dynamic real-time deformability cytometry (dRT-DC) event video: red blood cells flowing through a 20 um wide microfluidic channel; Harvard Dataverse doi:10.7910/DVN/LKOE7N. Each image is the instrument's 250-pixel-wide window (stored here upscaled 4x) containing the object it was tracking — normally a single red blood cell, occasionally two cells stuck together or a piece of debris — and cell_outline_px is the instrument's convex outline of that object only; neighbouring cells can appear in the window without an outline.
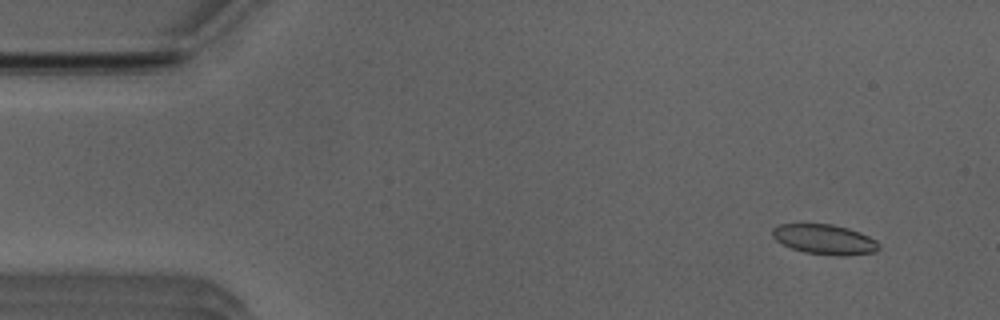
{"species": "Egyptian fruit bat (a non-hibernating species)", "species_latin": "Rousettus aegyptiacus", "temperature_condition": "room temperature", "stored_images_in_passage": 52, "camera_frame_rate_fps": 3000, "um_per_image_px": 0.085, "animal": {"sex": "male"}, "frame": {"image": 1, "passage_image": 5, "time_ms": 1.333, "image_size_px": [1000, 320], "cell_outline_px": [[880, 248], [876, 252], [844, 256], [836, 256], [804, 252], [792, 248], [776, 240], [772, 236], [772, 228], [780, 224], [800, 220], [832, 224], [848, 228], [860, 232], [876, 240], [880, 244]], "centroid_in_image_um": [70.05, 20.3], "position_along_channel_um": 14.9, "area_um2": 19.42}}
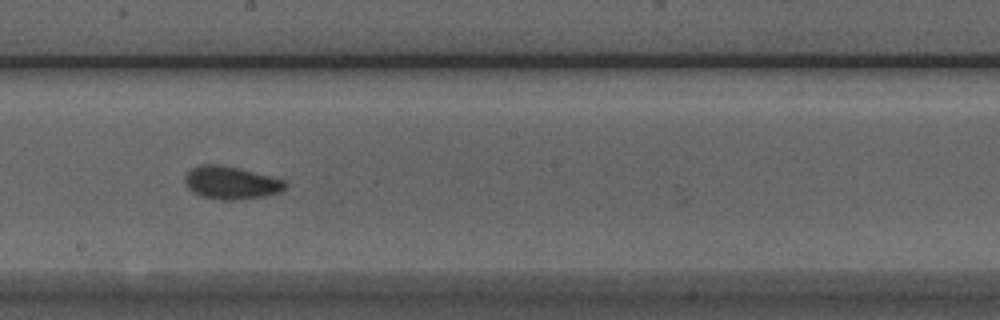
{"frame": {"image": 2, "passage_image": 29, "time_ms": 9.333, "image_size_px": [1000, 320], "cell_outline_px": [[288, 184], [280, 192], [264, 196], [236, 200], [220, 200], [200, 196], [192, 192], [188, 188], [184, 180], [184, 176], [192, 168], [200, 164], [220, 164], [284, 180]], "centroid_in_image_um": [19.59, 15.54], "position_along_channel_um": 228.6, "area_um2": 19.07}}
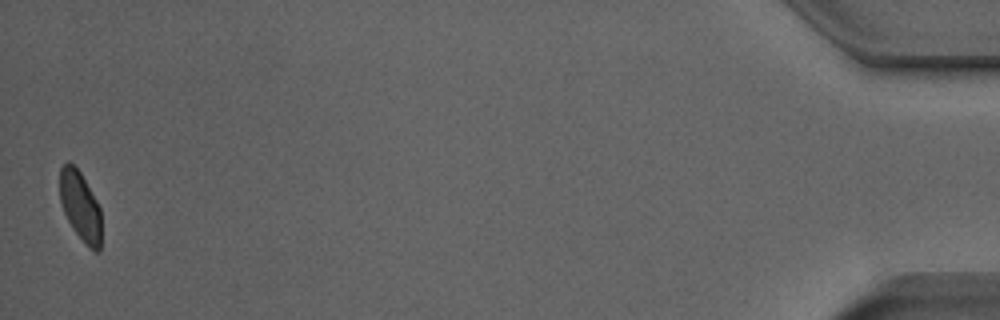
{"frame": {"image": 3, "passage_image": 52, "time_ms": 17.0, "image_size_px": [1000, 320], "cell_outline_px": [[100, 252], [96, 252], [88, 248], [84, 244], [72, 228], [60, 204], [60, 168], [68, 160], [80, 172], [96, 200], [100, 208]], "centroid_in_image_um": [6.81, 17.55], "position_along_channel_um": 428.4, "area_um2": 16.76}, "authors_computed_cell_mechanics": {"area_um2": 18.6405, "velocity_mm_per_s": 3.9229, "shape_relaxation_time_tau1_ms": 4.2092, "shape_relaxation_time_tau2_ms": 1.3605, "deformation_change_tau1": 0.1068, "deformation_change_tau2": 0.0631}}